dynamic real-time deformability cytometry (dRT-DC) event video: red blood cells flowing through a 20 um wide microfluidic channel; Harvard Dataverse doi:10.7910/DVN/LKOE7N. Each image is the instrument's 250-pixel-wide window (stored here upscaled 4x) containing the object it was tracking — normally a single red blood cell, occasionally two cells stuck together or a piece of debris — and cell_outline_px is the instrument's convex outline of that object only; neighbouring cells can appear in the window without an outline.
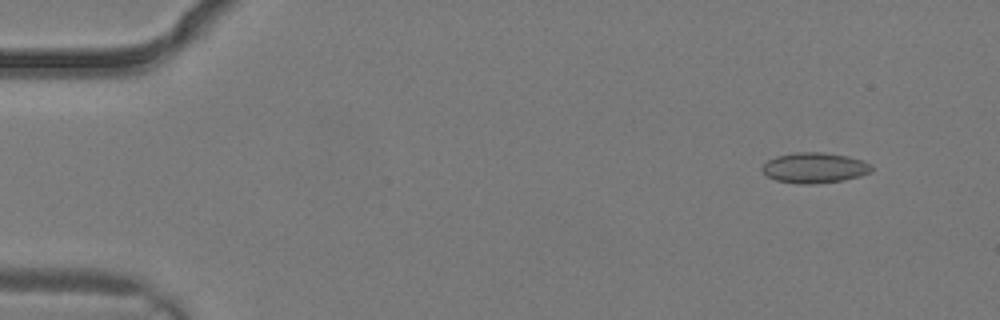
{"species": "common noctule bat (a hibernating species)", "species_latin": "Nyctalus noctula", "temperature_condition": "warm", "stored_images_in_passage": 2, "camera_frame_rate_fps": 3000, "um_per_image_px": 0.085, "animal": {"sex": "male", "body_mass_g": 19.2, "forearm_length_mm": 51.8}, "frame": {"image": 1, "passage_image": 1, "time_ms": 0.0, "image_size_px": [1000, 320], "cell_outline_px": [[872, 172], [860, 176], [844, 180], [812, 184], [800, 184], [776, 180], [768, 176], [760, 168], [768, 160], [776, 156], [792, 152], [820, 152], [848, 156], [864, 160], [872, 164]], "centroid_in_image_um": [69.26, 14.26], "position_along_channel_um": 15.7, "area_um2": 19.54}}